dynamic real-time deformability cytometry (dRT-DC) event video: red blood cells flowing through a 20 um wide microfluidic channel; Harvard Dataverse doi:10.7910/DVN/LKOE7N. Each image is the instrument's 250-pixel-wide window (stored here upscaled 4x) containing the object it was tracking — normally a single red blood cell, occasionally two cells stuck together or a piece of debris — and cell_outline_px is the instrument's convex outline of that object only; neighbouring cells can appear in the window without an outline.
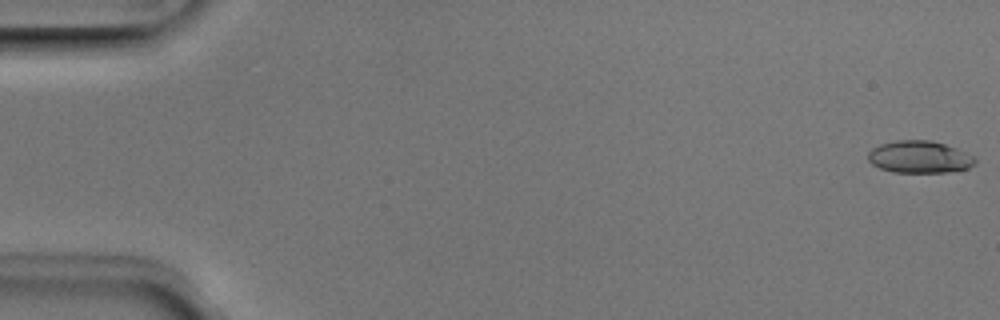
{"species": "Egyptian fruit bat (a non-hibernating species)", "species_latin": "Rousettus aegyptiacus", "temperature_condition": "room temperature", "stored_images_in_passage": 51, "camera_frame_rate_fps": 3000, "um_per_image_px": 0.085, "animal": {"sex": "male"}, "frame": {"image": 1, "passage_image": 1, "time_ms": 0.0, "image_size_px": [1000, 320], "cell_outline_px": [[976, 160], [968, 168], [948, 172], [892, 172], [880, 168], [872, 164], [868, 160], [868, 152], [872, 148], [880, 144], [896, 140], [928, 140], [944, 144], [956, 148], [976, 156]], "centroid_in_image_um": [78.14, 13.34], "position_along_channel_um": 6.9, "area_um2": 20.06}}
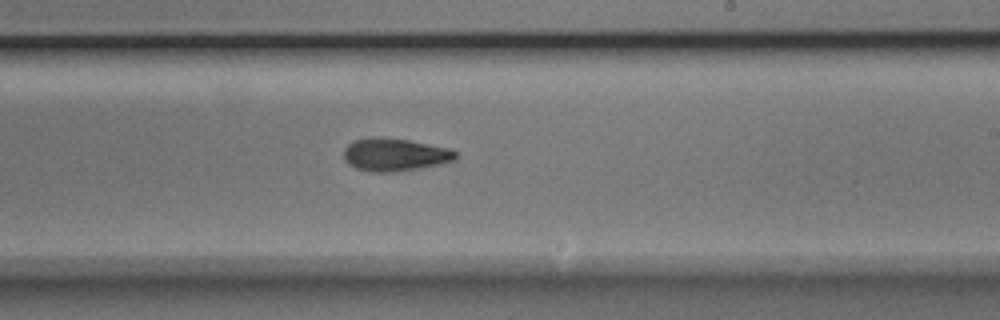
{"frame": {"image": 2, "passage_image": 31, "time_ms": 10.0, "image_size_px": [1000, 320], "cell_outline_px": [[456, 160], [440, 164], [420, 168], [396, 172], [372, 172], [356, 168], [348, 164], [344, 160], [344, 148], [352, 140], [372, 136], [380, 136], [408, 140], [448, 148], [456, 152]], "centroid_in_image_um": [33.51, 13.14], "position_along_channel_um": 255.5, "area_um2": 21.62}}
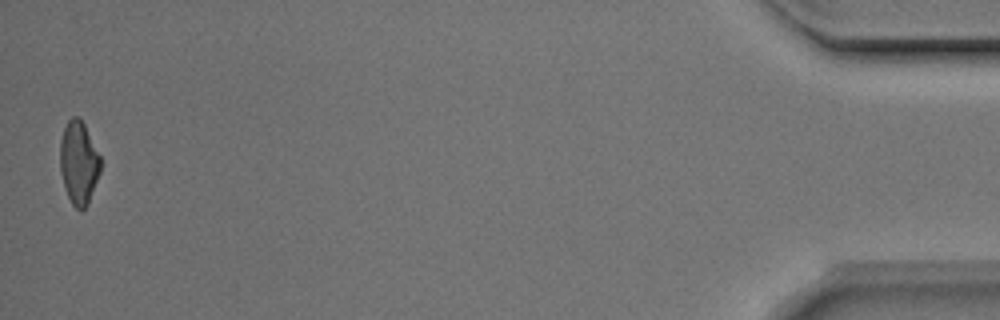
{"frame": {"image": 3, "passage_image": 51, "time_ms": 16.667, "image_size_px": [1000, 320], "cell_outline_px": [[100, 172], [88, 204], [80, 212], [72, 204], [68, 196], [60, 172], [60, 140], [64, 128], [68, 120], [72, 116], [76, 116], [84, 124], [100, 156]], "centroid_in_image_um": [6.68, 13.84], "position_along_channel_um": 428.5, "area_um2": 19.42}, "authors_computed_cell_mechanics": {"area_um2": 20.519, "velocity_mm_per_s": 3.9724, "shape_relaxation_time_tau1_ms": 3.7787, "shape_relaxation_time_tau2_ms": 4.2659, "deformation_change_tau1": 0.1452, "deformation_change_tau2": 0.123}}